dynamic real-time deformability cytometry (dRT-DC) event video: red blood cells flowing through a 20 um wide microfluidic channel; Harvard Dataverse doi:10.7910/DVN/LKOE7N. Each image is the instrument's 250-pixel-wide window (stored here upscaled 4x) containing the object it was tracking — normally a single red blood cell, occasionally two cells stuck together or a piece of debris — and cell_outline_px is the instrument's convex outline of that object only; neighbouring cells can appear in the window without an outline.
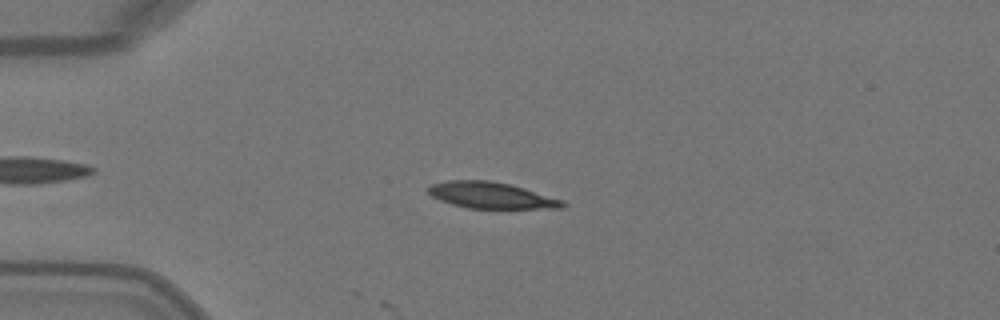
{"species": "Egyptian fruit bat (a non-hibernating species)", "species_latin": "Rousettus aegyptiacus", "temperature_condition": "warm", "stored_images_in_passage": 21, "camera_frame_rate_fps": 3000, "um_per_image_px": 0.085, "animal": {"sex": "female"}, "frame": {"image": 1, "passage_image": 1, "time_ms": 0.0, "image_size_px": [1000, 320], "cell_outline_px": [[568, 204], [560, 208], [468, 208], [452, 204], [440, 200], [432, 196], [428, 192], [428, 188], [432, 184], [448, 180], [488, 180], [512, 184], [564, 200]], "centroid_in_image_um": [41.78, 16.59], "position_along_channel_um": 43.2, "area_um2": 20.58}}
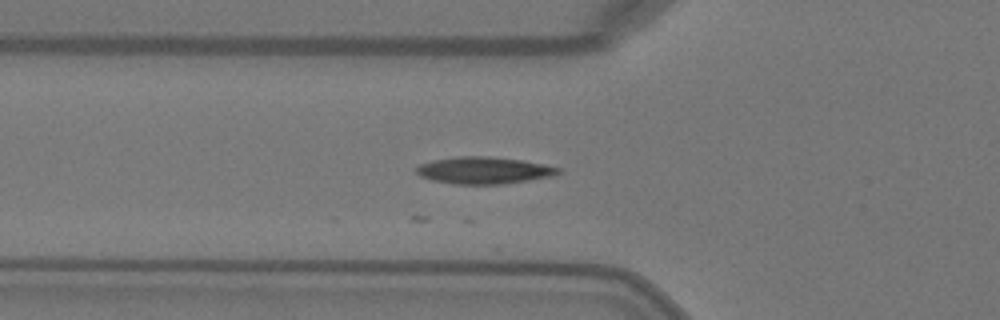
{"frame": {"image": 2, "passage_image": 6, "time_ms": 1.667, "image_size_px": [1000, 320], "cell_outline_px": [[560, 172], [552, 176], [528, 180], [500, 184], [452, 184], [432, 180], [420, 176], [416, 172], [416, 168], [420, 164], [432, 160], [456, 156], [488, 156], [520, 160], [544, 164], [560, 168]], "centroid_in_image_um": [41.09, 14.48], "position_along_channel_um": 84.7, "area_um2": 22.2}}